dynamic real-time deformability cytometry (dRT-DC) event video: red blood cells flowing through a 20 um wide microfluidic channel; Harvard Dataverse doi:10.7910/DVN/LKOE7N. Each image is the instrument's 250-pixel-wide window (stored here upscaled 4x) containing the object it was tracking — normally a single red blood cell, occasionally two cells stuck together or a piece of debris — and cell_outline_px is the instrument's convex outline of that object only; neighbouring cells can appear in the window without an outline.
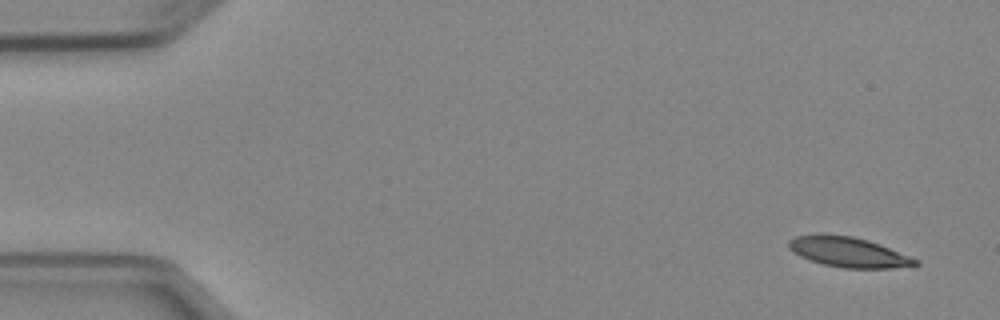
{"species": "Egyptian fruit bat (a non-hibernating species)", "species_latin": "Rousettus aegyptiacus", "temperature_condition": "cold", "stored_images_in_passage": 5, "camera_frame_rate_fps": 3000, "um_per_image_px": 0.085, "animal": {"sex": "female"}, "frame": {"image": 1, "passage_image": 1, "time_ms": 0.0, "image_size_px": [1000, 320], "cell_outline_px": [[920, 264], [892, 268], [844, 268], [824, 264], [800, 256], [788, 248], [788, 240], [796, 236], [820, 232], [852, 236], [868, 240], [880, 244], [920, 260]], "centroid_in_image_um": [72.1, 21.4], "position_along_channel_um": 12.9, "area_um2": 22.37}}
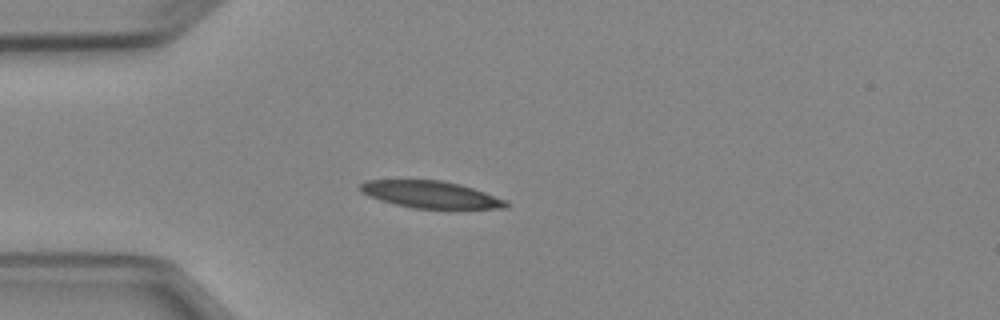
{"frame": {"image": 2, "passage_image": 4, "time_ms": 3.667, "image_size_px": [1000, 320], "cell_outline_px": [[508, 208], [412, 208], [380, 200], [360, 192], [360, 184], [364, 180], [440, 180], [460, 184], [508, 200]], "centroid_in_image_um": [36.6, 16.53], "position_along_channel_um": 48.4, "area_um2": 22.77}}